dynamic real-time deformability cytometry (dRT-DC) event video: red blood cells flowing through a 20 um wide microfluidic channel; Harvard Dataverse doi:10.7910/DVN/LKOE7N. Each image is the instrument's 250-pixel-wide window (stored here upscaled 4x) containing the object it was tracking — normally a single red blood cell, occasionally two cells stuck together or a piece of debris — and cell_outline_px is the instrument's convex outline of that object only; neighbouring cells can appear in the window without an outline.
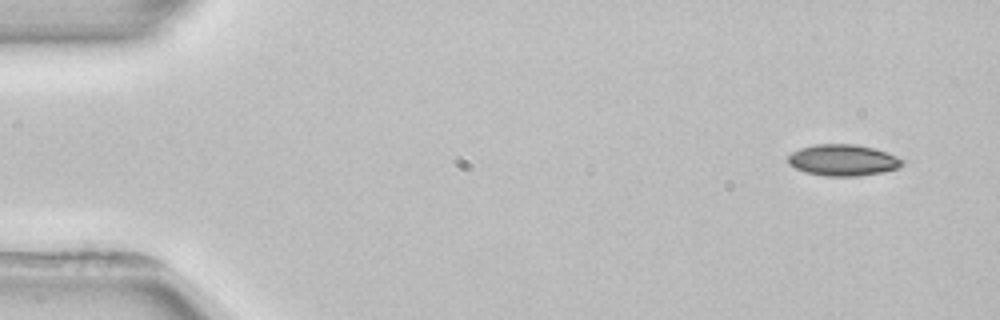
{"species": "common noctule bat (a hibernating species)", "species_latin": "Nyctalus noctula", "temperature_condition": "room temperature", "stored_images_in_passage": 4, "camera_frame_rate_fps": 3000, "um_per_image_px": 0.085, "animal": {"sex": "female", "body_mass_g": 22.7, "forearm_length_mm": 54.2}, "frame": {"image": 1, "passage_image": 1, "time_ms": 0.0, "image_size_px": [1000, 320], "cell_outline_px": [[904, 160], [896, 168], [880, 172], [856, 176], [824, 176], [804, 172], [788, 164], [788, 156], [792, 152], [800, 148], [816, 144], [856, 144], [888, 152]], "centroid_in_image_um": [71.6, 13.6], "position_along_channel_um": 13.4, "area_um2": 20.69}}
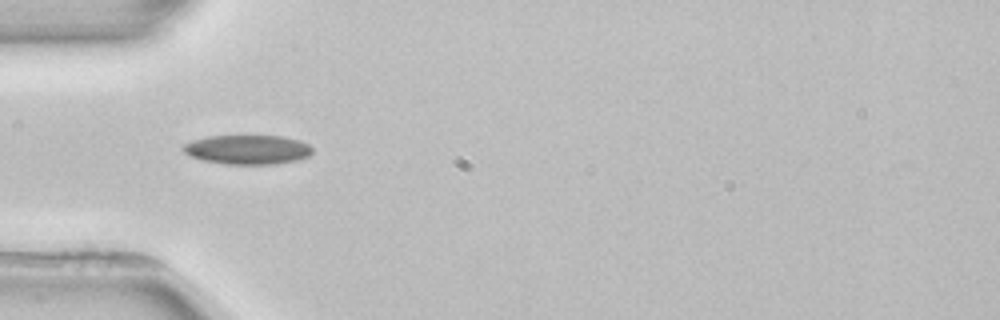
{"frame": {"image": 2, "passage_image": 4, "time_ms": 4.333, "image_size_px": [1000, 320], "cell_outline_px": [[312, 152], [308, 156], [296, 160], [276, 164], [224, 164], [204, 160], [188, 156], [180, 148], [184, 144], [192, 140], [208, 136], [280, 136], [300, 140], [308, 144], [312, 148]], "centroid_in_image_um": [21.01, 12.71], "position_along_channel_um": 64.0, "area_um2": 22.14}}